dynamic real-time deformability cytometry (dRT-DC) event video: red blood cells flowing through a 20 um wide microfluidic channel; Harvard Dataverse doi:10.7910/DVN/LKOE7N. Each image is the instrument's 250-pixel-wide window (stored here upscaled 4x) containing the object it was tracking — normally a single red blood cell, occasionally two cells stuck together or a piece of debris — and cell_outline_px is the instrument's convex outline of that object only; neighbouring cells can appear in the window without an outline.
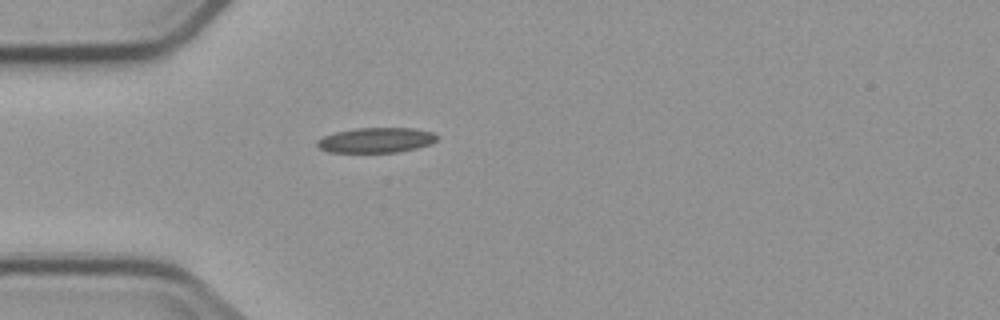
{"species": "common noctule bat (a hibernating species)", "species_latin": "Nyctalus noctula", "temperature_condition": "cold", "stored_images_in_passage": 1, "camera_frame_rate_fps": 3000, "um_per_image_px": 0.085, "animal": {"sex": "male", "body_mass_g": 23.1, "forearm_length_mm": 52.7}, "frame": {"image": 1, "passage_image": 1, "time_ms": 0.0, "image_size_px": [1000, 320], "cell_outline_px": [[440, 136], [436, 140], [428, 144], [416, 148], [396, 152], [328, 152], [320, 148], [316, 144], [316, 140], [324, 136], [336, 132], [356, 128], [412, 128], [432, 132]], "centroid_in_image_um": [31.95, 11.91], "position_along_channel_um": 53.0, "area_um2": 17.4}}